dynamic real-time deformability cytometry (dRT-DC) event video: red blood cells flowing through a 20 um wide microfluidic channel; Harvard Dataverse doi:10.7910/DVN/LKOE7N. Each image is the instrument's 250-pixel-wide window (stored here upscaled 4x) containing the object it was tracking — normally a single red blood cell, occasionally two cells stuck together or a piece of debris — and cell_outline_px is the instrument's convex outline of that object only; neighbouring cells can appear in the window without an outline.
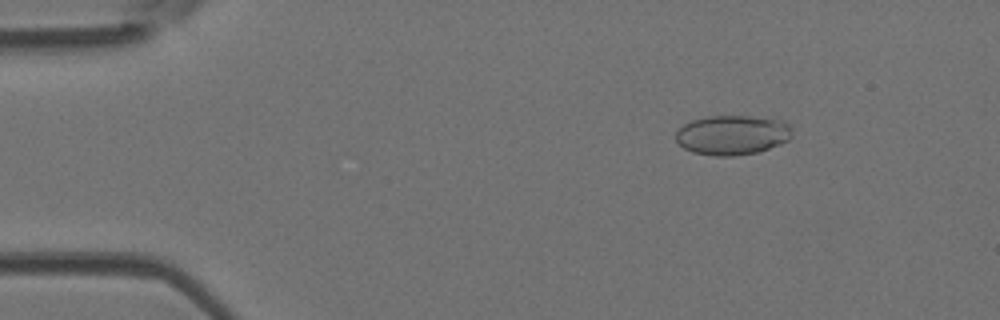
{"species": "Egyptian fruit bat (a non-hibernating species)", "species_latin": "Rousettus aegyptiacus", "temperature_condition": "room temperature", "stored_images_in_passage": 52, "camera_frame_rate_fps": 3000, "um_per_image_px": 0.085, "animal": {"sex": "female"}, "frame": {"image": 1, "passage_image": 7, "time_ms": 2.0, "image_size_px": [1000, 320], "cell_outline_px": [[792, 136], [788, 140], [780, 144], [756, 152], [732, 156], [716, 156], [692, 152], [684, 148], [676, 140], [676, 132], [684, 124], [692, 120], [708, 116], [748, 116], [780, 120], [788, 124], [792, 128]], "centroid_in_image_um": [62.24, 11.47], "position_along_channel_um": 22.8, "area_um2": 26.7}}
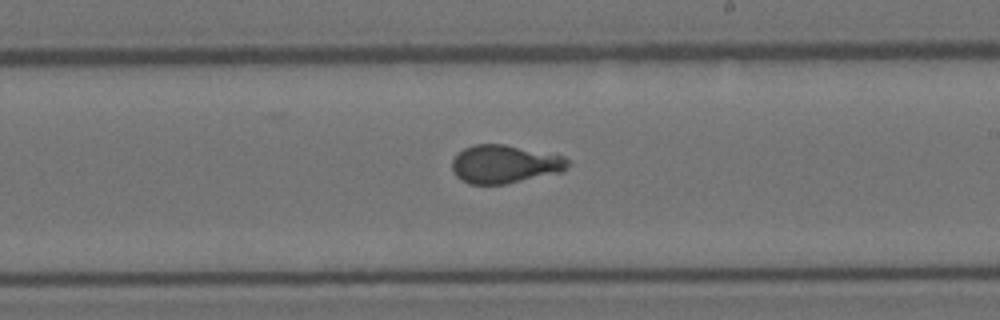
{"frame": {"image": 2, "passage_image": 30, "time_ms": 9.667, "image_size_px": [1000, 320], "cell_outline_px": [[568, 164], [564, 172], [504, 184], [468, 184], [460, 180], [452, 172], [452, 160], [456, 152], [472, 144], [504, 144], [564, 156], [568, 160]], "centroid_in_image_um": [42.85, 13.95], "position_along_channel_um": 246.1, "area_um2": 26.07}}
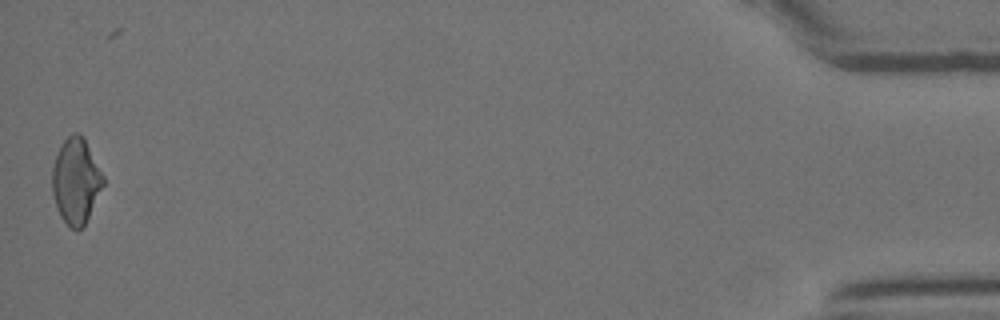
{"frame": {"image": 3, "passage_image": 51, "time_ms": 16.667, "image_size_px": [1000, 320], "cell_outline_px": [[104, 184], [84, 224], [76, 232], [68, 228], [60, 216], [52, 192], [52, 168], [56, 156], [64, 140], [72, 132], [80, 132], [84, 136], [104, 176]], "centroid_in_image_um": [6.45, 15.37], "position_along_channel_um": 428.7, "area_um2": 25.43}}